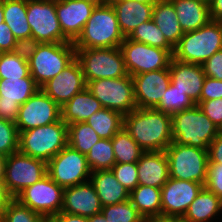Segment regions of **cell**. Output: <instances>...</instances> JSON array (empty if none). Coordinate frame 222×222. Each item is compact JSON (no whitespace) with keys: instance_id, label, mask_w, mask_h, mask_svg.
<instances>
[{"instance_id":"cell-1","label":"cell","mask_w":222,"mask_h":222,"mask_svg":"<svg viewBox=\"0 0 222 222\" xmlns=\"http://www.w3.org/2000/svg\"><path fill=\"white\" fill-rule=\"evenodd\" d=\"M123 127L144 152L165 151L173 142L171 115L154 108L124 115Z\"/></svg>"},{"instance_id":"cell-2","label":"cell","mask_w":222,"mask_h":222,"mask_svg":"<svg viewBox=\"0 0 222 222\" xmlns=\"http://www.w3.org/2000/svg\"><path fill=\"white\" fill-rule=\"evenodd\" d=\"M124 36L115 9L110 2L96 5L81 35L74 42L75 49L120 47Z\"/></svg>"},{"instance_id":"cell-3","label":"cell","mask_w":222,"mask_h":222,"mask_svg":"<svg viewBox=\"0 0 222 222\" xmlns=\"http://www.w3.org/2000/svg\"><path fill=\"white\" fill-rule=\"evenodd\" d=\"M172 117V139L175 144L189 145L203 150L220 133L219 128L195 104L176 112Z\"/></svg>"},{"instance_id":"cell-4","label":"cell","mask_w":222,"mask_h":222,"mask_svg":"<svg viewBox=\"0 0 222 222\" xmlns=\"http://www.w3.org/2000/svg\"><path fill=\"white\" fill-rule=\"evenodd\" d=\"M222 49V22L210 20L195 31L185 32L174 47L173 58L186 63L202 65Z\"/></svg>"},{"instance_id":"cell-5","label":"cell","mask_w":222,"mask_h":222,"mask_svg":"<svg viewBox=\"0 0 222 222\" xmlns=\"http://www.w3.org/2000/svg\"><path fill=\"white\" fill-rule=\"evenodd\" d=\"M68 145V125L61 119L19 133V151L48 162Z\"/></svg>"},{"instance_id":"cell-6","label":"cell","mask_w":222,"mask_h":222,"mask_svg":"<svg viewBox=\"0 0 222 222\" xmlns=\"http://www.w3.org/2000/svg\"><path fill=\"white\" fill-rule=\"evenodd\" d=\"M169 177L193 181L205 186L208 172V150L172 142L165 150Z\"/></svg>"},{"instance_id":"cell-7","label":"cell","mask_w":222,"mask_h":222,"mask_svg":"<svg viewBox=\"0 0 222 222\" xmlns=\"http://www.w3.org/2000/svg\"><path fill=\"white\" fill-rule=\"evenodd\" d=\"M76 58L73 42L40 43L33 57L28 61L30 75L41 87L54 78Z\"/></svg>"},{"instance_id":"cell-8","label":"cell","mask_w":222,"mask_h":222,"mask_svg":"<svg viewBox=\"0 0 222 222\" xmlns=\"http://www.w3.org/2000/svg\"><path fill=\"white\" fill-rule=\"evenodd\" d=\"M76 59L80 62L86 83L128 74L120 47L76 49Z\"/></svg>"},{"instance_id":"cell-9","label":"cell","mask_w":222,"mask_h":222,"mask_svg":"<svg viewBox=\"0 0 222 222\" xmlns=\"http://www.w3.org/2000/svg\"><path fill=\"white\" fill-rule=\"evenodd\" d=\"M86 88L100 101L103 108L118 111L123 116L137 108L132 77L103 78L88 81Z\"/></svg>"},{"instance_id":"cell-10","label":"cell","mask_w":222,"mask_h":222,"mask_svg":"<svg viewBox=\"0 0 222 222\" xmlns=\"http://www.w3.org/2000/svg\"><path fill=\"white\" fill-rule=\"evenodd\" d=\"M47 175L63 188L90 180L86 155L67 145L47 162Z\"/></svg>"},{"instance_id":"cell-11","label":"cell","mask_w":222,"mask_h":222,"mask_svg":"<svg viewBox=\"0 0 222 222\" xmlns=\"http://www.w3.org/2000/svg\"><path fill=\"white\" fill-rule=\"evenodd\" d=\"M46 175L47 162L44 160L33 158L20 151L7 156L4 184L13 198Z\"/></svg>"},{"instance_id":"cell-12","label":"cell","mask_w":222,"mask_h":222,"mask_svg":"<svg viewBox=\"0 0 222 222\" xmlns=\"http://www.w3.org/2000/svg\"><path fill=\"white\" fill-rule=\"evenodd\" d=\"M27 21L31 37L40 43L70 42L60 28L56 0H27Z\"/></svg>"},{"instance_id":"cell-13","label":"cell","mask_w":222,"mask_h":222,"mask_svg":"<svg viewBox=\"0 0 222 222\" xmlns=\"http://www.w3.org/2000/svg\"><path fill=\"white\" fill-rule=\"evenodd\" d=\"M127 73L134 76L155 70L169 69L172 55L165 49L124 38L120 45Z\"/></svg>"},{"instance_id":"cell-14","label":"cell","mask_w":222,"mask_h":222,"mask_svg":"<svg viewBox=\"0 0 222 222\" xmlns=\"http://www.w3.org/2000/svg\"><path fill=\"white\" fill-rule=\"evenodd\" d=\"M63 191L62 186L46 175L35 184L26 187L15 199L47 219L61 212Z\"/></svg>"},{"instance_id":"cell-15","label":"cell","mask_w":222,"mask_h":222,"mask_svg":"<svg viewBox=\"0 0 222 222\" xmlns=\"http://www.w3.org/2000/svg\"><path fill=\"white\" fill-rule=\"evenodd\" d=\"M61 120V107L41 89L20 105L15 122L18 132Z\"/></svg>"},{"instance_id":"cell-16","label":"cell","mask_w":222,"mask_h":222,"mask_svg":"<svg viewBox=\"0 0 222 222\" xmlns=\"http://www.w3.org/2000/svg\"><path fill=\"white\" fill-rule=\"evenodd\" d=\"M86 86L82 67L75 58L62 72L48 80L40 89L62 107Z\"/></svg>"},{"instance_id":"cell-17","label":"cell","mask_w":222,"mask_h":222,"mask_svg":"<svg viewBox=\"0 0 222 222\" xmlns=\"http://www.w3.org/2000/svg\"><path fill=\"white\" fill-rule=\"evenodd\" d=\"M203 187L204 185L198 182L169 177L161 188V214L183 218Z\"/></svg>"},{"instance_id":"cell-18","label":"cell","mask_w":222,"mask_h":222,"mask_svg":"<svg viewBox=\"0 0 222 222\" xmlns=\"http://www.w3.org/2000/svg\"><path fill=\"white\" fill-rule=\"evenodd\" d=\"M131 77L136 106L140 109L155 108L171 83L169 69L140 73Z\"/></svg>"},{"instance_id":"cell-19","label":"cell","mask_w":222,"mask_h":222,"mask_svg":"<svg viewBox=\"0 0 222 222\" xmlns=\"http://www.w3.org/2000/svg\"><path fill=\"white\" fill-rule=\"evenodd\" d=\"M97 4L86 0H56V14L63 35L75 42Z\"/></svg>"},{"instance_id":"cell-20","label":"cell","mask_w":222,"mask_h":222,"mask_svg":"<svg viewBox=\"0 0 222 222\" xmlns=\"http://www.w3.org/2000/svg\"><path fill=\"white\" fill-rule=\"evenodd\" d=\"M102 206L96 190L89 181L64 188L61 212L91 217L100 213Z\"/></svg>"},{"instance_id":"cell-21","label":"cell","mask_w":222,"mask_h":222,"mask_svg":"<svg viewBox=\"0 0 222 222\" xmlns=\"http://www.w3.org/2000/svg\"><path fill=\"white\" fill-rule=\"evenodd\" d=\"M169 72L171 83L197 104L206 77L202 65L181 62L172 57Z\"/></svg>"},{"instance_id":"cell-22","label":"cell","mask_w":222,"mask_h":222,"mask_svg":"<svg viewBox=\"0 0 222 222\" xmlns=\"http://www.w3.org/2000/svg\"><path fill=\"white\" fill-rule=\"evenodd\" d=\"M138 185L162 188L169 179L165 151L144 152L137 161Z\"/></svg>"},{"instance_id":"cell-23","label":"cell","mask_w":222,"mask_h":222,"mask_svg":"<svg viewBox=\"0 0 222 222\" xmlns=\"http://www.w3.org/2000/svg\"><path fill=\"white\" fill-rule=\"evenodd\" d=\"M115 9L123 36L129 37L141 23L152 19L155 3H142L133 0H109Z\"/></svg>"},{"instance_id":"cell-24","label":"cell","mask_w":222,"mask_h":222,"mask_svg":"<svg viewBox=\"0 0 222 222\" xmlns=\"http://www.w3.org/2000/svg\"><path fill=\"white\" fill-rule=\"evenodd\" d=\"M90 182L96 190L102 207L130 199V193L119 183L111 170L91 172Z\"/></svg>"},{"instance_id":"cell-25","label":"cell","mask_w":222,"mask_h":222,"mask_svg":"<svg viewBox=\"0 0 222 222\" xmlns=\"http://www.w3.org/2000/svg\"><path fill=\"white\" fill-rule=\"evenodd\" d=\"M183 32H190L205 26L211 19L208 1L170 0Z\"/></svg>"},{"instance_id":"cell-26","label":"cell","mask_w":222,"mask_h":222,"mask_svg":"<svg viewBox=\"0 0 222 222\" xmlns=\"http://www.w3.org/2000/svg\"><path fill=\"white\" fill-rule=\"evenodd\" d=\"M102 108L100 101L85 88L61 107V119L67 125L85 122L93 113Z\"/></svg>"},{"instance_id":"cell-27","label":"cell","mask_w":222,"mask_h":222,"mask_svg":"<svg viewBox=\"0 0 222 222\" xmlns=\"http://www.w3.org/2000/svg\"><path fill=\"white\" fill-rule=\"evenodd\" d=\"M152 20L164 34L166 40L175 47L184 32L177 19L175 8L170 0H159L154 4Z\"/></svg>"},{"instance_id":"cell-28","label":"cell","mask_w":222,"mask_h":222,"mask_svg":"<svg viewBox=\"0 0 222 222\" xmlns=\"http://www.w3.org/2000/svg\"><path fill=\"white\" fill-rule=\"evenodd\" d=\"M219 214L218 196L204 186L190 204L183 218L191 222H213Z\"/></svg>"},{"instance_id":"cell-29","label":"cell","mask_w":222,"mask_h":222,"mask_svg":"<svg viewBox=\"0 0 222 222\" xmlns=\"http://www.w3.org/2000/svg\"><path fill=\"white\" fill-rule=\"evenodd\" d=\"M39 89L30 74L24 78L0 79V101L22 105Z\"/></svg>"},{"instance_id":"cell-30","label":"cell","mask_w":222,"mask_h":222,"mask_svg":"<svg viewBox=\"0 0 222 222\" xmlns=\"http://www.w3.org/2000/svg\"><path fill=\"white\" fill-rule=\"evenodd\" d=\"M4 22L16 39L31 37L27 21V0H3Z\"/></svg>"},{"instance_id":"cell-31","label":"cell","mask_w":222,"mask_h":222,"mask_svg":"<svg viewBox=\"0 0 222 222\" xmlns=\"http://www.w3.org/2000/svg\"><path fill=\"white\" fill-rule=\"evenodd\" d=\"M130 201L144 219L161 214L160 188L138 185L130 193Z\"/></svg>"},{"instance_id":"cell-32","label":"cell","mask_w":222,"mask_h":222,"mask_svg":"<svg viewBox=\"0 0 222 222\" xmlns=\"http://www.w3.org/2000/svg\"><path fill=\"white\" fill-rule=\"evenodd\" d=\"M124 116L114 110L102 108L93 113L85 122L93 128L100 139H112L123 127Z\"/></svg>"},{"instance_id":"cell-33","label":"cell","mask_w":222,"mask_h":222,"mask_svg":"<svg viewBox=\"0 0 222 222\" xmlns=\"http://www.w3.org/2000/svg\"><path fill=\"white\" fill-rule=\"evenodd\" d=\"M111 140L116 164L137 163L144 153V150L132 139L124 127Z\"/></svg>"},{"instance_id":"cell-34","label":"cell","mask_w":222,"mask_h":222,"mask_svg":"<svg viewBox=\"0 0 222 222\" xmlns=\"http://www.w3.org/2000/svg\"><path fill=\"white\" fill-rule=\"evenodd\" d=\"M128 38L139 43L165 49L173 56L174 47L166 40L162 31L152 19L141 23Z\"/></svg>"},{"instance_id":"cell-35","label":"cell","mask_w":222,"mask_h":222,"mask_svg":"<svg viewBox=\"0 0 222 222\" xmlns=\"http://www.w3.org/2000/svg\"><path fill=\"white\" fill-rule=\"evenodd\" d=\"M99 140L98 134L86 122L68 125V145L84 155H87Z\"/></svg>"},{"instance_id":"cell-36","label":"cell","mask_w":222,"mask_h":222,"mask_svg":"<svg viewBox=\"0 0 222 222\" xmlns=\"http://www.w3.org/2000/svg\"><path fill=\"white\" fill-rule=\"evenodd\" d=\"M91 172L111 170L116 164L111 139H100L86 155Z\"/></svg>"},{"instance_id":"cell-37","label":"cell","mask_w":222,"mask_h":222,"mask_svg":"<svg viewBox=\"0 0 222 222\" xmlns=\"http://www.w3.org/2000/svg\"><path fill=\"white\" fill-rule=\"evenodd\" d=\"M194 105L195 103L187 94H184L170 83L159 104L154 109L172 115Z\"/></svg>"},{"instance_id":"cell-38","label":"cell","mask_w":222,"mask_h":222,"mask_svg":"<svg viewBox=\"0 0 222 222\" xmlns=\"http://www.w3.org/2000/svg\"><path fill=\"white\" fill-rule=\"evenodd\" d=\"M102 214L108 222H144L136 207L129 200L102 207Z\"/></svg>"},{"instance_id":"cell-39","label":"cell","mask_w":222,"mask_h":222,"mask_svg":"<svg viewBox=\"0 0 222 222\" xmlns=\"http://www.w3.org/2000/svg\"><path fill=\"white\" fill-rule=\"evenodd\" d=\"M29 74L28 61L13 52H0V79L24 78Z\"/></svg>"},{"instance_id":"cell-40","label":"cell","mask_w":222,"mask_h":222,"mask_svg":"<svg viewBox=\"0 0 222 222\" xmlns=\"http://www.w3.org/2000/svg\"><path fill=\"white\" fill-rule=\"evenodd\" d=\"M2 222H46V219L13 198L6 207Z\"/></svg>"},{"instance_id":"cell-41","label":"cell","mask_w":222,"mask_h":222,"mask_svg":"<svg viewBox=\"0 0 222 222\" xmlns=\"http://www.w3.org/2000/svg\"><path fill=\"white\" fill-rule=\"evenodd\" d=\"M19 151V132L14 122L0 118V154L9 156Z\"/></svg>"},{"instance_id":"cell-42","label":"cell","mask_w":222,"mask_h":222,"mask_svg":"<svg viewBox=\"0 0 222 222\" xmlns=\"http://www.w3.org/2000/svg\"><path fill=\"white\" fill-rule=\"evenodd\" d=\"M111 171L114 173L119 183L131 193L138 186L137 163H118Z\"/></svg>"},{"instance_id":"cell-43","label":"cell","mask_w":222,"mask_h":222,"mask_svg":"<svg viewBox=\"0 0 222 222\" xmlns=\"http://www.w3.org/2000/svg\"><path fill=\"white\" fill-rule=\"evenodd\" d=\"M200 110L219 128H222V98L198 102Z\"/></svg>"},{"instance_id":"cell-44","label":"cell","mask_w":222,"mask_h":222,"mask_svg":"<svg viewBox=\"0 0 222 222\" xmlns=\"http://www.w3.org/2000/svg\"><path fill=\"white\" fill-rule=\"evenodd\" d=\"M205 187L212 191L216 196L222 195V164L208 163Z\"/></svg>"},{"instance_id":"cell-45","label":"cell","mask_w":222,"mask_h":222,"mask_svg":"<svg viewBox=\"0 0 222 222\" xmlns=\"http://www.w3.org/2000/svg\"><path fill=\"white\" fill-rule=\"evenodd\" d=\"M39 45L40 42L33 37L16 39L12 52L21 59L29 61Z\"/></svg>"},{"instance_id":"cell-46","label":"cell","mask_w":222,"mask_h":222,"mask_svg":"<svg viewBox=\"0 0 222 222\" xmlns=\"http://www.w3.org/2000/svg\"><path fill=\"white\" fill-rule=\"evenodd\" d=\"M202 67L205 76L222 81V49L207 59Z\"/></svg>"},{"instance_id":"cell-47","label":"cell","mask_w":222,"mask_h":222,"mask_svg":"<svg viewBox=\"0 0 222 222\" xmlns=\"http://www.w3.org/2000/svg\"><path fill=\"white\" fill-rule=\"evenodd\" d=\"M218 98H222V81L206 76L199 102Z\"/></svg>"},{"instance_id":"cell-48","label":"cell","mask_w":222,"mask_h":222,"mask_svg":"<svg viewBox=\"0 0 222 222\" xmlns=\"http://www.w3.org/2000/svg\"><path fill=\"white\" fill-rule=\"evenodd\" d=\"M16 38L9 26L2 22L0 23V52H12Z\"/></svg>"},{"instance_id":"cell-49","label":"cell","mask_w":222,"mask_h":222,"mask_svg":"<svg viewBox=\"0 0 222 222\" xmlns=\"http://www.w3.org/2000/svg\"><path fill=\"white\" fill-rule=\"evenodd\" d=\"M208 163L222 164V133L220 132L208 146Z\"/></svg>"},{"instance_id":"cell-50","label":"cell","mask_w":222,"mask_h":222,"mask_svg":"<svg viewBox=\"0 0 222 222\" xmlns=\"http://www.w3.org/2000/svg\"><path fill=\"white\" fill-rule=\"evenodd\" d=\"M20 104L18 102L8 103L0 101V118L16 122Z\"/></svg>"},{"instance_id":"cell-51","label":"cell","mask_w":222,"mask_h":222,"mask_svg":"<svg viewBox=\"0 0 222 222\" xmlns=\"http://www.w3.org/2000/svg\"><path fill=\"white\" fill-rule=\"evenodd\" d=\"M46 222H89V217L59 212L58 214L48 217Z\"/></svg>"},{"instance_id":"cell-52","label":"cell","mask_w":222,"mask_h":222,"mask_svg":"<svg viewBox=\"0 0 222 222\" xmlns=\"http://www.w3.org/2000/svg\"><path fill=\"white\" fill-rule=\"evenodd\" d=\"M209 13L212 21L222 22V0H209Z\"/></svg>"},{"instance_id":"cell-53","label":"cell","mask_w":222,"mask_h":222,"mask_svg":"<svg viewBox=\"0 0 222 222\" xmlns=\"http://www.w3.org/2000/svg\"><path fill=\"white\" fill-rule=\"evenodd\" d=\"M13 197L8 193L4 182H0V220L4 214L6 207Z\"/></svg>"},{"instance_id":"cell-54","label":"cell","mask_w":222,"mask_h":222,"mask_svg":"<svg viewBox=\"0 0 222 222\" xmlns=\"http://www.w3.org/2000/svg\"><path fill=\"white\" fill-rule=\"evenodd\" d=\"M144 222H180L179 216L159 214L157 216L144 219Z\"/></svg>"},{"instance_id":"cell-55","label":"cell","mask_w":222,"mask_h":222,"mask_svg":"<svg viewBox=\"0 0 222 222\" xmlns=\"http://www.w3.org/2000/svg\"><path fill=\"white\" fill-rule=\"evenodd\" d=\"M7 156L0 154V182H4Z\"/></svg>"},{"instance_id":"cell-56","label":"cell","mask_w":222,"mask_h":222,"mask_svg":"<svg viewBox=\"0 0 222 222\" xmlns=\"http://www.w3.org/2000/svg\"><path fill=\"white\" fill-rule=\"evenodd\" d=\"M89 222H108L102 212L89 217Z\"/></svg>"},{"instance_id":"cell-57","label":"cell","mask_w":222,"mask_h":222,"mask_svg":"<svg viewBox=\"0 0 222 222\" xmlns=\"http://www.w3.org/2000/svg\"><path fill=\"white\" fill-rule=\"evenodd\" d=\"M4 22L3 0H0V23Z\"/></svg>"},{"instance_id":"cell-58","label":"cell","mask_w":222,"mask_h":222,"mask_svg":"<svg viewBox=\"0 0 222 222\" xmlns=\"http://www.w3.org/2000/svg\"><path fill=\"white\" fill-rule=\"evenodd\" d=\"M86 1L95 3V4H97V5H100V4H104V3L109 2V0H86Z\"/></svg>"},{"instance_id":"cell-59","label":"cell","mask_w":222,"mask_h":222,"mask_svg":"<svg viewBox=\"0 0 222 222\" xmlns=\"http://www.w3.org/2000/svg\"><path fill=\"white\" fill-rule=\"evenodd\" d=\"M137 2H142V3H156L159 0H133Z\"/></svg>"},{"instance_id":"cell-60","label":"cell","mask_w":222,"mask_h":222,"mask_svg":"<svg viewBox=\"0 0 222 222\" xmlns=\"http://www.w3.org/2000/svg\"><path fill=\"white\" fill-rule=\"evenodd\" d=\"M219 198V206H220V212L222 211V195L218 196Z\"/></svg>"},{"instance_id":"cell-61","label":"cell","mask_w":222,"mask_h":222,"mask_svg":"<svg viewBox=\"0 0 222 222\" xmlns=\"http://www.w3.org/2000/svg\"><path fill=\"white\" fill-rule=\"evenodd\" d=\"M180 222H191V221L185 220L184 218L180 217Z\"/></svg>"}]
</instances>
